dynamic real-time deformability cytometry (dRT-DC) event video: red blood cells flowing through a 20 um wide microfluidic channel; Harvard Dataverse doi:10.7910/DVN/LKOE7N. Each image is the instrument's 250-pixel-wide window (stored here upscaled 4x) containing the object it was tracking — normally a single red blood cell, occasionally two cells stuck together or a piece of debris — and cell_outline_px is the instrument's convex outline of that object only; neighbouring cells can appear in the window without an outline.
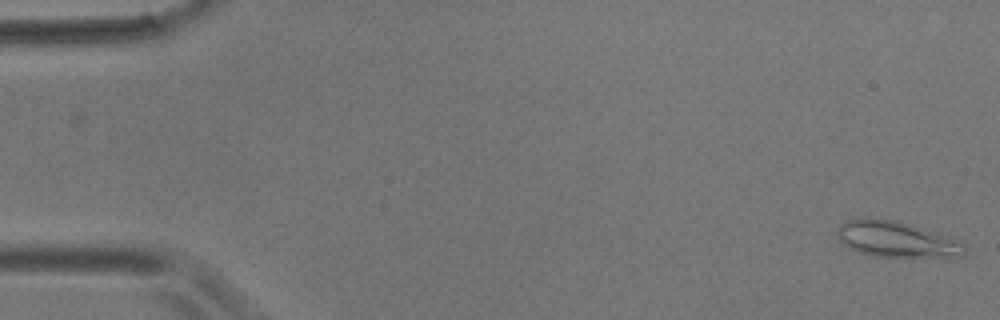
{"species": "common noctule bat (a hibernating species)", "species_latin": "Nyctalus noctula", "temperature_condition": "room temperature", "stored_images_in_passage": 2, "camera_frame_rate_fps": 3000, "um_per_image_px": 0.085, "animal": {"sex": "male", "body_mass_g": 17.9}, "frame": {"image": 1, "passage_image": 2, "time_ms": 1.333, "image_size_px": [1000, 320], "cell_outline_px": [[964, 256], [872, 256], [860, 252], [844, 244], [840, 240], [836, 232], [836, 228], [840, 224], [848, 220], [860, 216], [864, 216], [892, 220], [964, 244]], "centroid_in_image_um": [76.02, 20.33], "position_along_channel_um": 9.0, "area_um2": 25.37}}